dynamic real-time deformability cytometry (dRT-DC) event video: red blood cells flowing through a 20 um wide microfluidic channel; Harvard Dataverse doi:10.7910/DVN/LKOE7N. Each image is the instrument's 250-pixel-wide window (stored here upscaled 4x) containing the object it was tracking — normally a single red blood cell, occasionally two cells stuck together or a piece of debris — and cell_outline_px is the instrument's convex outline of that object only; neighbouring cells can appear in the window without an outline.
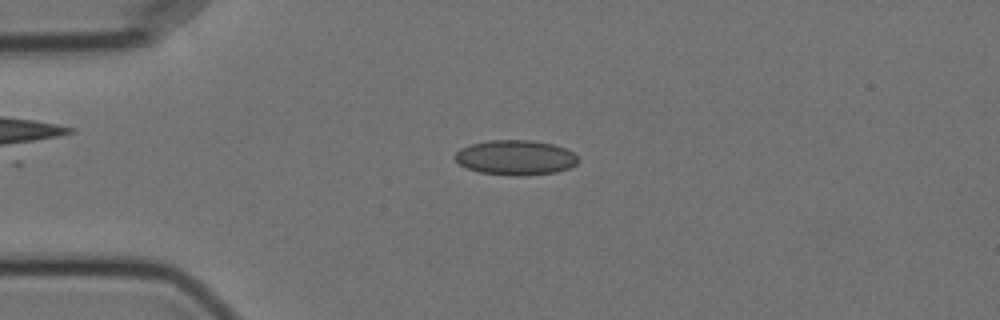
{"species": "Egyptian fruit bat (a non-hibernating species)", "species_latin": "Rousettus aegyptiacus", "temperature_condition": "cold", "stored_images_in_passage": 42, "camera_frame_rate_fps": 3000, "um_per_image_px": 0.085, "animal": {"sex": "female"}, "frame": {"image": 1, "passage_image": 12, "time_ms": 3.667, "image_size_px": [1000, 320], "cell_outline_px": [[580, 160], [576, 164], [568, 168], [556, 172], [516, 176], [480, 172], [468, 168], [460, 164], [452, 156], [460, 148], [472, 144], [488, 140], [532, 140], [552, 144], [564, 148], [572, 152]], "centroid_in_image_um": [43.81, 13.38], "position_along_channel_um": 41.2, "area_um2": 24.91}}
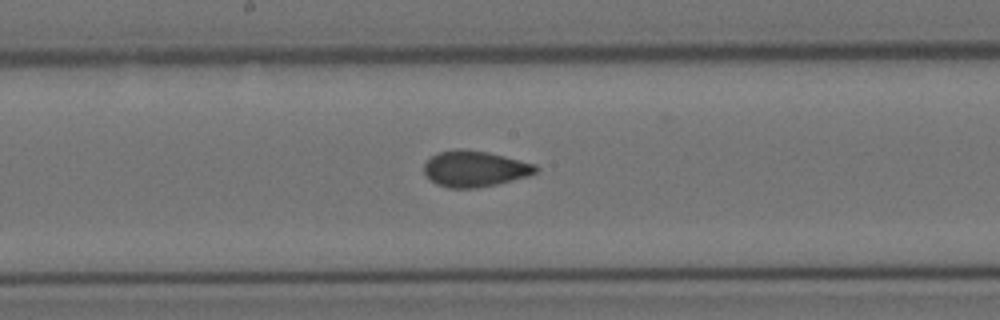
{"frame": {"image": 2, "passage_image": 28, "time_ms": 9.0, "image_size_px": [1000, 320], "cell_outline_px": [[540, 168], [536, 172], [528, 176], [496, 184], [476, 188], [448, 188], [436, 184], [424, 172], [424, 164], [432, 156], [440, 152], [460, 148], [488, 152], [536, 164]], "centroid_in_image_um": [40.37, 14.34], "position_along_channel_um": 207.8, "area_um2": 23.29}}
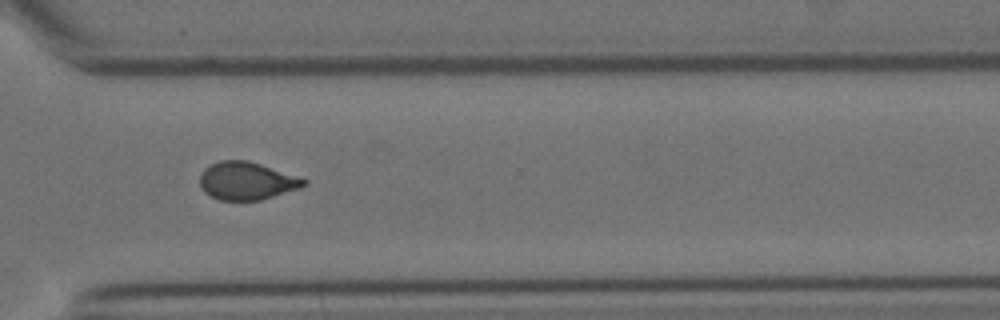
{"frame": {"image": 3, "passage_image": 40, "time_ms": 13.0, "image_size_px": [1000, 320], "cell_outline_px": [[308, 184], [300, 188], [260, 200], [220, 200], [204, 192], [200, 188], [200, 176], [204, 168], [220, 160], [248, 160], [308, 180]], "centroid_in_image_um": [20.95, 15.37], "position_along_channel_um": 349.6, "area_um2": 22.77}, "authors_computed_cell_mechanics": {"area_um2": 23.698, "velocity_mm_per_s": 3.5582, "shape_relaxation_time_tau1_ms": null, "shape_relaxation_time_tau2_ms": 1.5453, "deformation_change_tau1": null, "deformation_change_tau2": 0.0644}}